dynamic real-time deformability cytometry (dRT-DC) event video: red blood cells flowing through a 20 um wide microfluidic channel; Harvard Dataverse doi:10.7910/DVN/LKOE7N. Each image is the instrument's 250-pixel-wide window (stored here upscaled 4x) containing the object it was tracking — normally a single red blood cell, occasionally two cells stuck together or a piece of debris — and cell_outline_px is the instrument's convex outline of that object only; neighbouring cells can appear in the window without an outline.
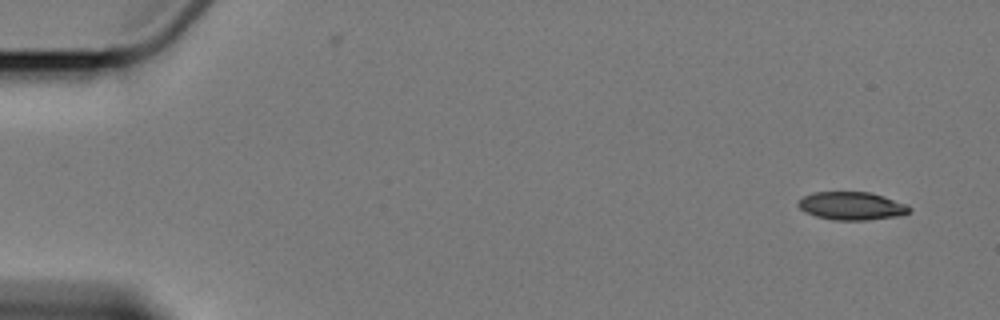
{"species": "Egyptian fruit bat (a non-hibernating species)", "species_latin": "Rousettus aegyptiacus", "temperature_condition": "cold", "stored_images_in_passage": 5, "camera_frame_rate_fps": 3000, "um_per_image_px": 0.085, "animal": {"sex": "female"}, "frame": {"image": 1, "passage_image": 1, "time_ms": 0.0, "image_size_px": [1000, 320], "cell_outline_px": [[912, 212], [900, 216], [868, 220], [832, 220], [816, 216], [804, 212], [796, 204], [804, 196], [812, 192], [872, 192], [908, 204], [912, 208]], "centroid_in_image_um": [72.44, 17.5], "position_along_channel_um": 12.6, "area_um2": 18.5}}
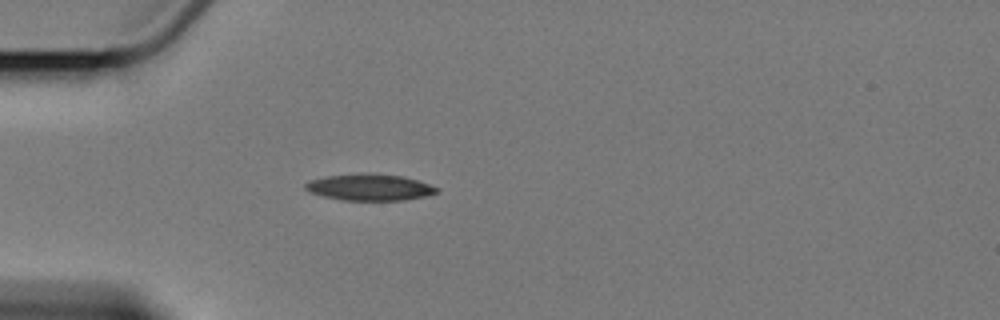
{"frame": {"image": 2, "passage_image": 5, "time_ms": 4.667, "image_size_px": [1000, 320], "cell_outline_px": [[440, 192], [424, 196], [400, 200], [344, 200], [324, 196], [312, 192], [304, 188], [304, 184], [308, 180], [324, 176], [360, 172], [372, 172], [404, 176], [440, 188]], "centroid_in_image_um": [31.4, 15.88], "position_along_channel_um": 53.6, "area_um2": 20.52}}